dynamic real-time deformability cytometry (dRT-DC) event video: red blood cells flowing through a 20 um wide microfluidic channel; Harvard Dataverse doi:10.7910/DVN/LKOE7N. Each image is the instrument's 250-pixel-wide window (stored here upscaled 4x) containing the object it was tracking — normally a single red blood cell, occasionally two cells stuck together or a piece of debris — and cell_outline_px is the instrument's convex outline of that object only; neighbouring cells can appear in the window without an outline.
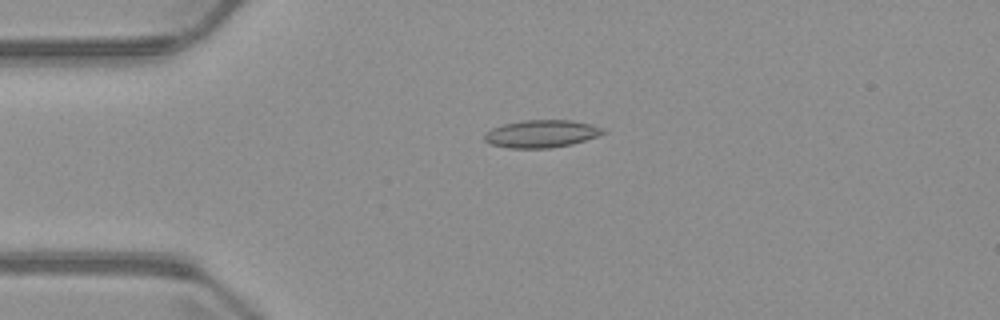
{"species": "common noctule bat (a hibernating species)", "species_latin": "Nyctalus noctula", "temperature_condition": "warm", "stored_images_in_passage": 7, "camera_frame_rate_fps": 3000, "um_per_image_px": 0.085, "animal": {"sex": "male", "body_mass_g": 23.1, "forearm_length_mm": 52.7}, "frame": {"image": 1, "passage_image": 4, "time_ms": 3.667, "image_size_px": [1000, 320], "cell_outline_px": [[608, 132], [572, 144], [552, 148], [508, 148], [492, 144], [484, 140], [484, 132], [492, 128], [504, 124], [524, 120], [572, 120], [604, 128]], "centroid_in_image_um": [46.01, 11.37], "position_along_channel_um": 39.0, "area_um2": 19.02}}
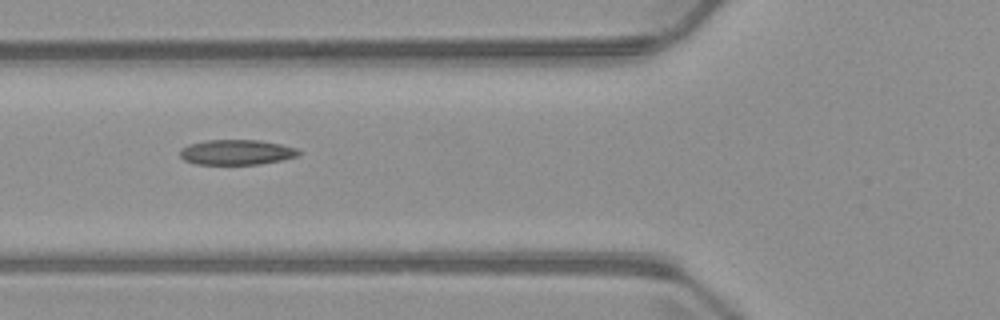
{"frame": {"image": 2, "passage_image": 6, "time_ms": 6.0, "image_size_px": [1000, 320], "cell_outline_px": [[300, 152], [296, 156], [284, 160], [260, 164], [196, 164], [184, 160], [180, 156], [180, 148], [188, 144], [204, 140], [260, 140], [280, 144], [296, 148]], "centroid_in_image_um": [20.08, 12.94], "position_along_channel_um": 105.7, "area_um2": 17.46}}
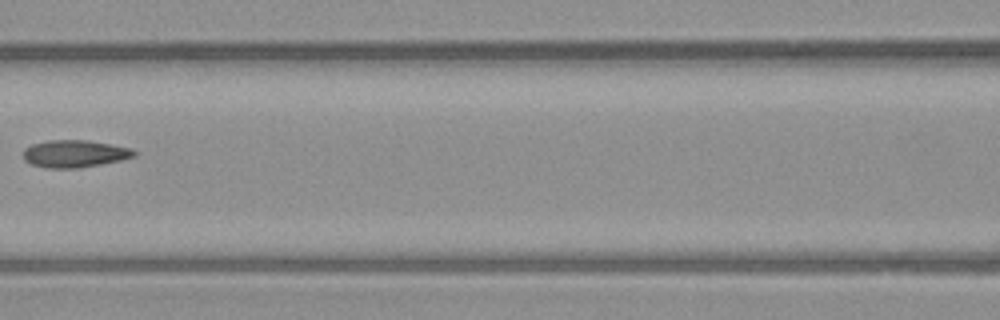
{"frame": {"image": 3, "passage_image": 7, "time_ms": 7.333, "image_size_px": [1000, 320], "cell_outline_px": [[136, 156], [120, 160], [80, 168], [48, 168], [32, 164], [24, 160], [24, 148], [32, 144], [48, 140], [88, 140], [112, 144], [132, 148], [136, 152]], "centroid_in_image_um": [6.36, 13.06], "position_along_channel_um": 160.2, "area_um2": 17.69}}